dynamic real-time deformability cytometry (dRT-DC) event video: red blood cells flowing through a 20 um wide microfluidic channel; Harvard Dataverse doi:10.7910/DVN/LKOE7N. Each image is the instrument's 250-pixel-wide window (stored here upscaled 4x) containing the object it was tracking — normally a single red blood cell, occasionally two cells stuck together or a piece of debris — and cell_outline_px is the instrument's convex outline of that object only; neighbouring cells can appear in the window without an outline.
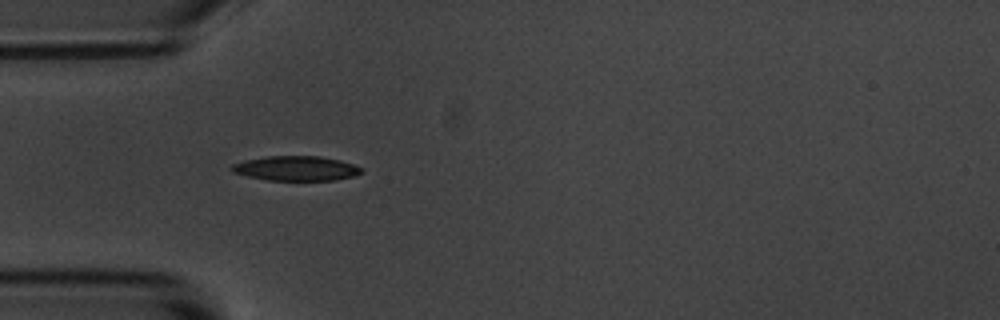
{"species": "common noctule bat (a hibernating species)", "species_latin": "Nyctalus noctula", "temperature_condition": "room temperature", "stored_images_in_passage": 7, "camera_frame_rate_fps": 3000, "um_per_image_px": 0.085, "animal": {"sex": "male", "body_mass_g": 20.1, "forearm_length_mm": 53.5}, "frame": {"image": 1, "passage_image": 1, "time_ms": 0.0, "image_size_px": [1000, 320], "cell_outline_px": [[364, 172], [352, 176], [336, 180], [268, 180], [248, 176], [232, 172], [228, 168], [232, 164], [244, 160], [268, 156], [320, 156], [340, 160], [364, 168]], "centroid_in_image_um": [25.16, 14.31], "position_along_channel_um": 59.8, "area_um2": 18.73}}
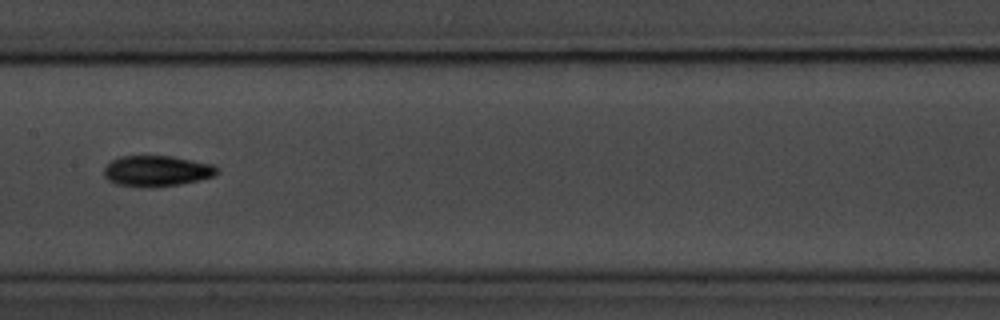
{"frame": {"image": 2, "passage_image": 4, "time_ms": 3.667, "image_size_px": [1000, 320], "cell_outline_px": [[220, 172], [216, 176], [200, 180], [180, 184], [116, 184], [108, 180], [104, 176], [104, 168], [112, 160], [120, 156], [172, 156], [212, 164]], "centroid_in_image_um": [13.37, 14.48], "position_along_channel_um": 194.0, "area_um2": 19.48}}
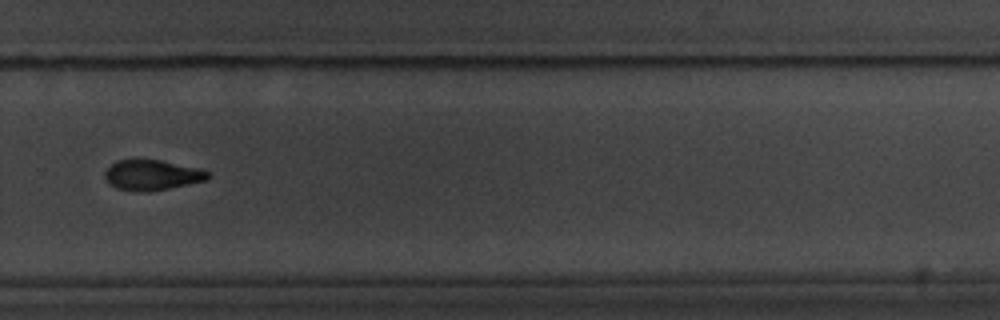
{"frame": {"image": 3, "passage_image": 7, "time_ms": 7.0, "image_size_px": [1000, 320], "cell_outline_px": [[212, 176], [208, 180], [148, 192], [136, 192], [116, 188], [108, 184], [104, 180], [104, 172], [116, 160], [160, 160], [200, 168], [208, 172]], "centroid_in_image_um": [12.91, 14.89], "position_along_channel_um": 316.9, "area_um2": 18.38}}